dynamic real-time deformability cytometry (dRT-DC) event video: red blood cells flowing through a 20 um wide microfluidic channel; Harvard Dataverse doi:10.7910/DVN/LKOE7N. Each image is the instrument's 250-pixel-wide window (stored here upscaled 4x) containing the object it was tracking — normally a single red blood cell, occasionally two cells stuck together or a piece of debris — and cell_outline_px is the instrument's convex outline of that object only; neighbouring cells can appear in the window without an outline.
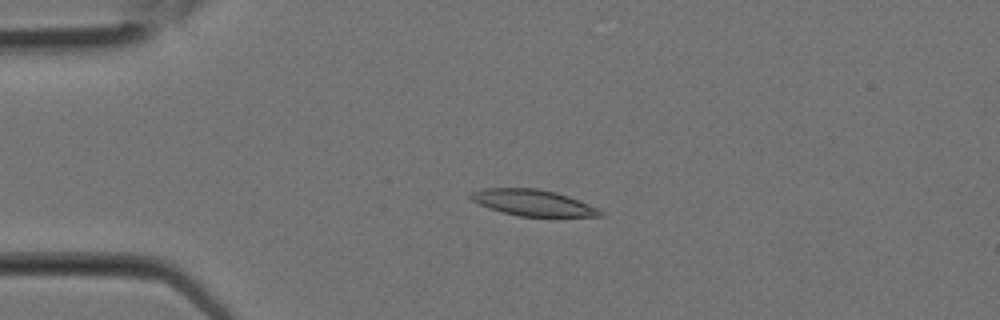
{"species": "Egyptian fruit bat (a non-hibernating species)", "species_latin": "Rousettus aegyptiacus", "temperature_condition": "room temperature", "stored_images_in_passage": 2, "camera_frame_rate_fps": 3000, "um_per_image_px": 0.085, "animal": {"sex": "female"}, "frame": {"image": 1, "passage_image": 2, "time_ms": 0.333, "image_size_px": [1000, 320], "cell_outline_px": [[604, 216], [520, 216], [488, 208], [472, 200], [468, 196], [472, 192], [484, 188], [536, 188], [556, 192], [568, 196], [588, 204], [604, 212]], "centroid_in_image_um": [45.29, 17.22], "position_along_channel_um": 39.7, "area_um2": 19.48}}